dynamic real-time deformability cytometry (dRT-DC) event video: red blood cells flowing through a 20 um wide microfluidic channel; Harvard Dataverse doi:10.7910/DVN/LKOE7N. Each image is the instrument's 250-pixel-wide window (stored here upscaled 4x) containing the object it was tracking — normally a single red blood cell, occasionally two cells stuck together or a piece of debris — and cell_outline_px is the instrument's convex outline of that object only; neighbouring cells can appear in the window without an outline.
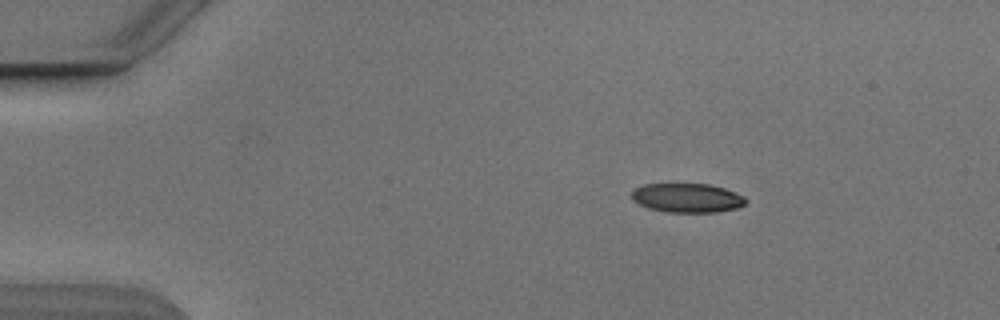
{"species": "Egyptian fruit bat (a non-hibernating species)", "species_latin": "Rousettus aegyptiacus", "temperature_condition": "cold", "stored_images_in_passage": 4, "camera_frame_rate_fps": 3000, "um_per_image_px": 0.085, "animal": {"sex": "male"}, "frame": {"image": 1, "passage_image": 2, "time_ms": 1.333, "image_size_px": [1000, 320], "cell_outline_px": [[748, 200], [744, 204], [736, 208], [716, 212], [668, 212], [648, 208], [632, 200], [632, 192], [636, 188], [644, 184], [708, 184], [724, 188], [744, 196]], "centroid_in_image_um": [58.41, 16.82], "position_along_channel_um": 26.6, "area_um2": 19.25}}